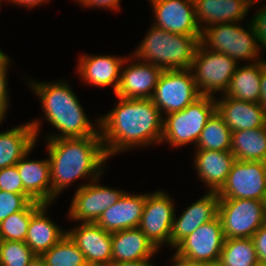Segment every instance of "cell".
Wrapping results in <instances>:
<instances>
[{
    "label": "cell",
    "mask_w": 266,
    "mask_h": 266,
    "mask_svg": "<svg viewBox=\"0 0 266 266\" xmlns=\"http://www.w3.org/2000/svg\"><path fill=\"white\" fill-rule=\"evenodd\" d=\"M99 118V130L108 157L133 147L161 143L164 115L151 99H125Z\"/></svg>",
    "instance_id": "obj_1"
},
{
    "label": "cell",
    "mask_w": 266,
    "mask_h": 266,
    "mask_svg": "<svg viewBox=\"0 0 266 266\" xmlns=\"http://www.w3.org/2000/svg\"><path fill=\"white\" fill-rule=\"evenodd\" d=\"M52 203L79 178L90 182L102 176L108 155L101 135L82 138L47 139Z\"/></svg>",
    "instance_id": "obj_2"
},
{
    "label": "cell",
    "mask_w": 266,
    "mask_h": 266,
    "mask_svg": "<svg viewBox=\"0 0 266 266\" xmlns=\"http://www.w3.org/2000/svg\"><path fill=\"white\" fill-rule=\"evenodd\" d=\"M35 81H28V85L33 89L35 95L39 97L46 121L59 132L58 134H50L47 139L82 138L101 135L99 118L97 119L98 123H94L97 126L93 122L91 123L68 82L65 80L53 83Z\"/></svg>",
    "instance_id": "obj_3"
},
{
    "label": "cell",
    "mask_w": 266,
    "mask_h": 266,
    "mask_svg": "<svg viewBox=\"0 0 266 266\" xmlns=\"http://www.w3.org/2000/svg\"><path fill=\"white\" fill-rule=\"evenodd\" d=\"M201 35L175 34L151 25L132 54L163 70H189Z\"/></svg>",
    "instance_id": "obj_4"
},
{
    "label": "cell",
    "mask_w": 266,
    "mask_h": 266,
    "mask_svg": "<svg viewBox=\"0 0 266 266\" xmlns=\"http://www.w3.org/2000/svg\"><path fill=\"white\" fill-rule=\"evenodd\" d=\"M244 28L240 23H222L210 25L202 30L200 43L210 51L221 52L233 58L237 63L246 60L252 63L260 60V46L253 23Z\"/></svg>",
    "instance_id": "obj_5"
},
{
    "label": "cell",
    "mask_w": 266,
    "mask_h": 266,
    "mask_svg": "<svg viewBox=\"0 0 266 266\" xmlns=\"http://www.w3.org/2000/svg\"><path fill=\"white\" fill-rule=\"evenodd\" d=\"M216 111L215 97L201 95L185 109L165 115L162 142L172 147L196 145L208 119Z\"/></svg>",
    "instance_id": "obj_6"
},
{
    "label": "cell",
    "mask_w": 266,
    "mask_h": 266,
    "mask_svg": "<svg viewBox=\"0 0 266 266\" xmlns=\"http://www.w3.org/2000/svg\"><path fill=\"white\" fill-rule=\"evenodd\" d=\"M239 64L227 54L210 51L199 43L190 70L201 95L212 96L227 91Z\"/></svg>",
    "instance_id": "obj_7"
},
{
    "label": "cell",
    "mask_w": 266,
    "mask_h": 266,
    "mask_svg": "<svg viewBox=\"0 0 266 266\" xmlns=\"http://www.w3.org/2000/svg\"><path fill=\"white\" fill-rule=\"evenodd\" d=\"M218 217L225 239L251 238L266 222L263 201L219 199Z\"/></svg>",
    "instance_id": "obj_8"
},
{
    "label": "cell",
    "mask_w": 266,
    "mask_h": 266,
    "mask_svg": "<svg viewBox=\"0 0 266 266\" xmlns=\"http://www.w3.org/2000/svg\"><path fill=\"white\" fill-rule=\"evenodd\" d=\"M201 96L191 70H164L151 100L166 115L185 109Z\"/></svg>",
    "instance_id": "obj_9"
},
{
    "label": "cell",
    "mask_w": 266,
    "mask_h": 266,
    "mask_svg": "<svg viewBox=\"0 0 266 266\" xmlns=\"http://www.w3.org/2000/svg\"><path fill=\"white\" fill-rule=\"evenodd\" d=\"M266 193V163L236 160L225 184L217 192L219 199H255L263 201Z\"/></svg>",
    "instance_id": "obj_10"
},
{
    "label": "cell",
    "mask_w": 266,
    "mask_h": 266,
    "mask_svg": "<svg viewBox=\"0 0 266 266\" xmlns=\"http://www.w3.org/2000/svg\"><path fill=\"white\" fill-rule=\"evenodd\" d=\"M173 201L163 190L146 194L138 228L158 250L164 244L170 247L171 229L176 212Z\"/></svg>",
    "instance_id": "obj_11"
},
{
    "label": "cell",
    "mask_w": 266,
    "mask_h": 266,
    "mask_svg": "<svg viewBox=\"0 0 266 266\" xmlns=\"http://www.w3.org/2000/svg\"><path fill=\"white\" fill-rule=\"evenodd\" d=\"M99 180L100 178L88 181L76 189L69 207V220L95 223L124 194L125 191L100 185Z\"/></svg>",
    "instance_id": "obj_12"
},
{
    "label": "cell",
    "mask_w": 266,
    "mask_h": 266,
    "mask_svg": "<svg viewBox=\"0 0 266 266\" xmlns=\"http://www.w3.org/2000/svg\"><path fill=\"white\" fill-rule=\"evenodd\" d=\"M225 237L221 221L217 216L208 223L199 226L183 239L175 248V254L190 261L211 263L218 261Z\"/></svg>",
    "instance_id": "obj_13"
},
{
    "label": "cell",
    "mask_w": 266,
    "mask_h": 266,
    "mask_svg": "<svg viewBox=\"0 0 266 266\" xmlns=\"http://www.w3.org/2000/svg\"><path fill=\"white\" fill-rule=\"evenodd\" d=\"M131 58L127 57L122 64L120 82L115 95L125 99H151L164 70L133 55Z\"/></svg>",
    "instance_id": "obj_14"
},
{
    "label": "cell",
    "mask_w": 266,
    "mask_h": 266,
    "mask_svg": "<svg viewBox=\"0 0 266 266\" xmlns=\"http://www.w3.org/2000/svg\"><path fill=\"white\" fill-rule=\"evenodd\" d=\"M152 5L153 26L175 34L201 35L195 18L193 0H149Z\"/></svg>",
    "instance_id": "obj_15"
},
{
    "label": "cell",
    "mask_w": 266,
    "mask_h": 266,
    "mask_svg": "<svg viewBox=\"0 0 266 266\" xmlns=\"http://www.w3.org/2000/svg\"><path fill=\"white\" fill-rule=\"evenodd\" d=\"M67 235L83 252L88 266H110L112 261V233L96 223H81L67 230Z\"/></svg>",
    "instance_id": "obj_16"
},
{
    "label": "cell",
    "mask_w": 266,
    "mask_h": 266,
    "mask_svg": "<svg viewBox=\"0 0 266 266\" xmlns=\"http://www.w3.org/2000/svg\"><path fill=\"white\" fill-rule=\"evenodd\" d=\"M219 196L217 192L206 193L174 220L171 229L170 248L174 249L183 239L199 226L210 222L218 216Z\"/></svg>",
    "instance_id": "obj_17"
},
{
    "label": "cell",
    "mask_w": 266,
    "mask_h": 266,
    "mask_svg": "<svg viewBox=\"0 0 266 266\" xmlns=\"http://www.w3.org/2000/svg\"><path fill=\"white\" fill-rule=\"evenodd\" d=\"M125 57L111 55H86L79 56L77 73L86 84L97 87H113L116 92L121 75L122 64Z\"/></svg>",
    "instance_id": "obj_18"
},
{
    "label": "cell",
    "mask_w": 266,
    "mask_h": 266,
    "mask_svg": "<svg viewBox=\"0 0 266 266\" xmlns=\"http://www.w3.org/2000/svg\"><path fill=\"white\" fill-rule=\"evenodd\" d=\"M216 111L232 132L266 125V112L260 103L241 101L222 94L215 97Z\"/></svg>",
    "instance_id": "obj_19"
},
{
    "label": "cell",
    "mask_w": 266,
    "mask_h": 266,
    "mask_svg": "<svg viewBox=\"0 0 266 266\" xmlns=\"http://www.w3.org/2000/svg\"><path fill=\"white\" fill-rule=\"evenodd\" d=\"M145 194H130L124 192L122 197L107 208L95 222L105 231L115 232L139 227L144 204Z\"/></svg>",
    "instance_id": "obj_20"
},
{
    "label": "cell",
    "mask_w": 266,
    "mask_h": 266,
    "mask_svg": "<svg viewBox=\"0 0 266 266\" xmlns=\"http://www.w3.org/2000/svg\"><path fill=\"white\" fill-rule=\"evenodd\" d=\"M41 122L37 119L0 132V169L16 165L36 144Z\"/></svg>",
    "instance_id": "obj_21"
},
{
    "label": "cell",
    "mask_w": 266,
    "mask_h": 266,
    "mask_svg": "<svg viewBox=\"0 0 266 266\" xmlns=\"http://www.w3.org/2000/svg\"><path fill=\"white\" fill-rule=\"evenodd\" d=\"M49 205L51 204L32 202V217L28 225L25 243L38 256L48 251L67 235L66 230H62L46 215Z\"/></svg>",
    "instance_id": "obj_22"
},
{
    "label": "cell",
    "mask_w": 266,
    "mask_h": 266,
    "mask_svg": "<svg viewBox=\"0 0 266 266\" xmlns=\"http://www.w3.org/2000/svg\"><path fill=\"white\" fill-rule=\"evenodd\" d=\"M35 145L16 164L24 191L40 203H52V186L50 180V162L47 159H27Z\"/></svg>",
    "instance_id": "obj_23"
},
{
    "label": "cell",
    "mask_w": 266,
    "mask_h": 266,
    "mask_svg": "<svg viewBox=\"0 0 266 266\" xmlns=\"http://www.w3.org/2000/svg\"><path fill=\"white\" fill-rule=\"evenodd\" d=\"M195 18L201 30L222 23H237L245 19L250 5L244 0H193Z\"/></svg>",
    "instance_id": "obj_24"
},
{
    "label": "cell",
    "mask_w": 266,
    "mask_h": 266,
    "mask_svg": "<svg viewBox=\"0 0 266 266\" xmlns=\"http://www.w3.org/2000/svg\"><path fill=\"white\" fill-rule=\"evenodd\" d=\"M194 168L209 192H218L225 184L235 156L231 151H195Z\"/></svg>",
    "instance_id": "obj_25"
},
{
    "label": "cell",
    "mask_w": 266,
    "mask_h": 266,
    "mask_svg": "<svg viewBox=\"0 0 266 266\" xmlns=\"http://www.w3.org/2000/svg\"><path fill=\"white\" fill-rule=\"evenodd\" d=\"M111 237V263L152 259L158 252L138 227L112 232Z\"/></svg>",
    "instance_id": "obj_26"
},
{
    "label": "cell",
    "mask_w": 266,
    "mask_h": 266,
    "mask_svg": "<svg viewBox=\"0 0 266 266\" xmlns=\"http://www.w3.org/2000/svg\"><path fill=\"white\" fill-rule=\"evenodd\" d=\"M265 66L264 58L241 67L238 65L224 95L241 101L259 103L262 69Z\"/></svg>",
    "instance_id": "obj_27"
},
{
    "label": "cell",
    "mask_w": 266,
    "mask_h": 266,
    "mask_svg": "<svg viewBox=\"0 0 266 266\" xmlns=\"http://www.w3.org/2000/svg\"><path fill=\"white\" fill-rule=\"evenodd\" d=\"M230 151L236 160L266 163V125L232 132Z\"/></svg>",
    "instance_id": "obj_28"
},
{
    "label": "cell",
    "mask_w": 266,
    "mask_h": 266,
    "mask_svg": "<svg viewBox=\"0 0 266 266\" xmlns=\"http://www.w3.org/2000/svg\"><path fill=\"white\" fill-rule=\"evenodd\" d=\"M232 131L215 111L208 119L195 145L196 151H230Z\"/></svg>",
    "instance_id": "obj_29"
},
{
    "label": "cell",
    "mask_w": 266,
    "mask_h": 266,
    "mask_svg": "<svg viewBox=\"0 0 266 266\" xmlns=\"http://www.w3.org/2000/svg\"><path fill=\"white\" fill-rule=\"evenodd\" d=\"M219 260L225 266H254L259 261L252 238L225 239Z\"/></svg>",
    "instance_id": "obj_30"
},
{
    "label": "cell",
    "mask_w": 266,
    "mask_h": 266,
    "mask_svg": "<svg viewBox=\"0 0 266 266\" xmlns=\"http://www.w3.org/2000/svg\"><path fill=\"white\" fill-rule=\"evenodd\" d=\"M41 257L46 266H88L83 252L65 235Z\"/></svg>",
    "instance_id": "obj_31"
},
{
    "label": "cell",
    "mask_w": 266,
    "mask_h": 266,
    "mask_svg": "<svg viewBox=\"0 0 266 266\" xmlns=\"http://www.w3.org/2000/svg\"><path fill=\"white\" fill-rule=\"evenodd\" d=\"M31 217L32 202L0 222V240L25 242Z\"/></svg>",
    "instance_id": "obj_32"
},
{
    "label": "cell",
    "mask_w": 266,
    "mask_h": 266,
    "mask_svg": "<svg viewBox=\"0 0 266 266\" xmlns=\"http://www.w3.org/2000/svg\"><path fill=\"white\" fill-rule=\"evenodd\" d=\"M35 256L25 242L0 240V266H27Z\"/></svg>",
    "instance_id": "obj_33"
},
{
    "label": "cell",
    "mask_w": 266,
    "mask_h": 266,
    "mask_svg": "<svg viewBox=\"0 0 266 266\" xmlns=\"http://www.w3.org/2000/svg\"><path fill=\"white\" fill-rule=\"evenodd\" d=\"M29 203L23 194L0 190V222L11 214L22 211Z\"/></svg>",
    "instance_id": "obj_34"
},
{
    "label": "cell",
    "mask_w": 266,
    "mask_h": 266,
    "mask_svg": "<svg viewBox=\"0 0 266 266\" xmlns=\"http://www.w3.org/2000/svg\"><path fill=\"white\" fill-rule=\"evenodd\" d=\"M0 190L23 194L30 202H34L24 191V186L16 165L0 169Z\"/></svg>",
    "instance_id": "obj_35"
},
{
    "label": "cell",
    "mask_w": 266,
    "mask_h": 266,
    "mask_svg": "<svg viewBox=\"0 0 266 266\" xmlns=\"http://www.w3.org/2000/svg\"><path fill=\"white\" fill-rule=\"evenodd\" d=\"M10 58L6 55L3 59H0V115L5 118L8 106L10 104L8 94V78L7 71L8 67H10ZM9 95V96H8Z\"/></svg>",
    "instance_id": "obj_36"
},
{
    "label": "cell",
    "mask_w": 266,
    "mask_h": 266,
    "mask_svg": "<svg viewBox=\"0 0 266 266\" xmlns=\"http://www.w3.org/2000/svg\"><path fill=\"white\" fill-rule=\"evenodd\" d=\"M251 22L256 30L258 44L260 49H266V5L261 7L252 16Z\"/></svg>",
    "instance_id": "obj_37"
},
{
    "label": "cell",
    "mask_w": 266,
    "mask_h": 266,
    "mask_svg": "<svg viewBox=\"0 0 266 266\" xmlns=\"http://www.w3.org/2000/svg\"><path fill=\"white\" fill-rule=\"evenodd\" d=\"M260 262H266V222L251 237Z\"/></svg>",
    "instance_id": "obj_38"
},
{
    "label": "cell",
    "mask_w": 266,
    "mask_h": 266,
    "mask_svg": "<svg viewBox=\"0 0 266 266\" xmlns=\"http://www.w3.org/2000/svg\"><path fill=\"white\" fill-rule=\"evenodd\" d=\"M79 3H81V5H83L85 8L87 7H91V8H106V9H110V10H119L120 9V0H76Z\"/></svg>",
    "instance_id": "obj_39"
},
{
    "label": "cell",
    "mask_w": 266,
    "mask_h": 266,
    "mask_svg": "<svg viewBox=\"0 0 266 266\" xmlns=\"http://www.w3.org/2000/svg\"><path fill=\"white\" fill-rule=\"evenodd\" d=\"M171 266H209V263H201L196 261H190L183 257H179L176 254L172 255Z\"/></svg>",
    "instance_id": "obj_40"
},
{
    "label": "cell",
    "mask_w": 266,
    "mask_h": 266,
    "mask_svg": "<svg viewBox=\"0 0 266 266\" xmlns=\"http://www.w3.org/2000/svg\"><path fill=\"white\" fill-rule=\"evenodd\" d=\"M259 103L266 112V66L262 69Z\"/></svg>",
    "instance_id": "obj_41"
},
{
    "label": "cell",
    "mask_w": 266,
    "mask_h": 266,
    "mask_svg": "<svg viewBox=\"0 0 266 266\" xmlns=\"http://www.w3.org/2000/svg\"><path fill=\"white\" fill-rule=\"evenodd\" d=\"M8 2L11 1V3L16 4L17 6H26L28 9L35 8V6H39L42 3H47L49 0H7Z\"/></svg>",
    "instance_id": "obj_42"
},
{
    "label": "cell",
    "mask_w": 266,
    "mask_h": 266,
    "mask_svg": "<svg viewBox=\"0 0 266 266\" xmlns=\"http://www.w3.org/2000/svg\"><path fill=\"white\" fill-rule=\"evenodd\" d=\"M110 266H155V265L150 262V259H141L137 261L111 263Z\"/></svg>",
    "instance_id": "obj_43"
},
{
    "label": "cell",
    "mask_w": 266,
    "mask_h": 266,
    "mask_svg": "<svg viewBox=\"0 0 266 266\" xmlns=\"http://www.w3.org/2000/svg\"><path fill=\"white\" fill-rule=\"evenodd\" d=\"M27 266H46L44 259L36 255Z\"/></svg>",
    "instance_id": "obj_44"
},
{
    "label": "cell",
    "mask_w": 266,
    "mask_h": 266,
    "mask_svg": "<svg viewBox=\"0 0 266 266\" xmlns=\"http://www.w3.org/2000/svg\"><path fill=\"white\" fill-rule=\"evenodd\" d=\"M209 266H225L220 260L209 263Z\"/></svg>",
    "instance_id": "obj_45"
},
{
    "label": "cell",
    "mask_w": 266,
    "mask_h": 266,
    "mask_svg": "<svg viewBox=\"0 0 266 266\" xmlns=\"http://www.w3.org/2000/svg\"><path fill=\"white\" fill-rule=\"evenodd\" d=\"M257 2H262L260 0H250V6L252 7V5H255V3L258 5Z\"/></svg>",
    "instance_id": "obj_46"
},
{
    "label": "cell",
    "mask_w": 266,
    "mask_h": 266,
    "mask_svg": "<svg viewBox=\"0 0 266 266\" xmlns=\"http://www.w3.org/2000/svg\"><path fill=\"white\" fill-rule=\"evenodd\" d=\"M254 266H266V262L258 261Z\"/></svg>",
    "instance_id": "obj_47"
},
{
    "label": "cell",
    "mask_w": 266,
    "mask_h": 266,
    "mask_svg": "<svg viewBox=\"0 0 266 266\" xmlns=\"http://www.w3.org/2000/svg\"><path fill=\"white\" fill-rule=\"evenodd\" d=\"M5 56L6 54L0 48V59H3Z\"/></svg>",
    "instance_id": "obj_48"
},
{
    "label": "cell",
    "mask_w": 266,
    "mask_h": 266,
    "mask_svg": "<svg viewBox=\"0 0 266 266\" xmlns=\"http://www.w3.org/2000/svg\"><path fill=\"white\" fill-rule=\"evenodd\" d=\"M263 204H264V211H265V214H266V193H265V197H264V200H263Z\"/></svg>",
    "instance_id": "obj_49"
},
{
    "label": "cell",
    "mask_w": 266,
    "mask_h": 266,
    "mask_svg": "<svg viewBox=\"0 0 266 266\" xmlns=\"http://www.w3.org/2000/svg\"><path fill=\"white\" fill-rule=\"evenodd\" d=\"M4 120V118L0 115V125L2 124L1 122Z\"/></svg>",
    "instance_id": "obj_50"
},
{
    "label": "cell",
    "mask_w": 266,
    "mask_h": 266,
    "mask_svg": "<svg viewBox=\"0 0 266 266\" xmlns=\"http://www.w3.org/2000/svg\"><path fill=\"white\" fill-rule=\"evenodd\" d=\"M244 1H246L250 5V0H244Z\"/></svg>",
    "instance_id": "obj_51"
}]
</instances>
